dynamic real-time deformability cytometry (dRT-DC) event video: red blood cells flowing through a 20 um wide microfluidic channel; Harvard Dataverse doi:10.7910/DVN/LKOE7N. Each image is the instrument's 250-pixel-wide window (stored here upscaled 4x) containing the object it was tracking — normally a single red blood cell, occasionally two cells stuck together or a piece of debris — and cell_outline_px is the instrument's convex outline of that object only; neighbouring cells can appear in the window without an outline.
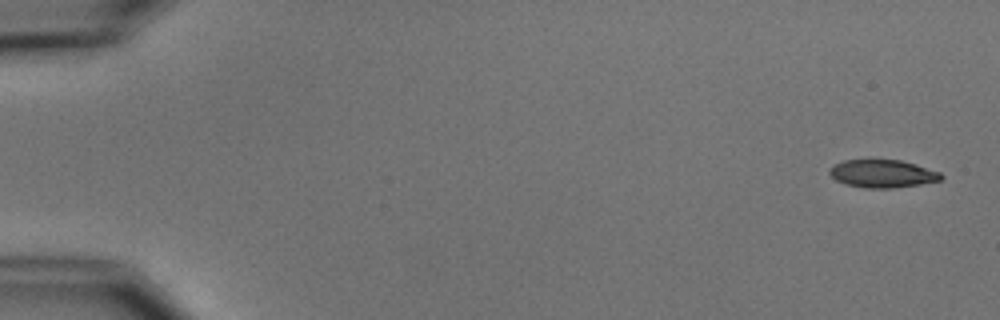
{"species": "common noctule bat (a hibernating species)", "species_latin": "Nyctalus noctula", "temperature_condition": "cold", "stored_images_in_passage": 5, "camera_frame_rate_fps": 3000, "um_per_image_px": 0.085, "animal": {"sex": "male", "body_mass_g": 15.6}, "frame": {"image": 1, "passage_image": 1, "time_ms": 0.0, "image_size_px": [1000, 320], "cell_outline_px": [[944, 176], [940, 180], [920, 184], [892, 188], [864, 188], [844, 184], [836, 180], [828, 172], [828, 168], [844, 160], [900, 160], [916, 164], [940, 172]], "centroid_in_image_um": [75.0, 14.76], "position_along_channel_um": 10.0, "area_um2": 18.09}}
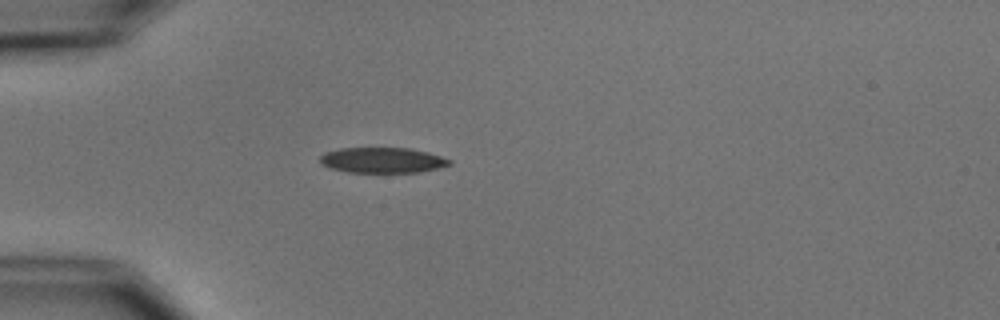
{"frame": {"image": 2, "passage_image": 5, "time_ms": 4.667, "image_size_px": [1000, 320], "cell_outline_px": [[452, 164], [440, 168], [420, 172], [348, 172], [332, 168], [320, 164], [320, 156], [324, 152], [340, 148], [412, 148], [428, 152], [452, 160]], "centroid_in_image_um": [32.53, 13.61], "position_along_channel_um": 52.5, "area_um2": 19.31}}